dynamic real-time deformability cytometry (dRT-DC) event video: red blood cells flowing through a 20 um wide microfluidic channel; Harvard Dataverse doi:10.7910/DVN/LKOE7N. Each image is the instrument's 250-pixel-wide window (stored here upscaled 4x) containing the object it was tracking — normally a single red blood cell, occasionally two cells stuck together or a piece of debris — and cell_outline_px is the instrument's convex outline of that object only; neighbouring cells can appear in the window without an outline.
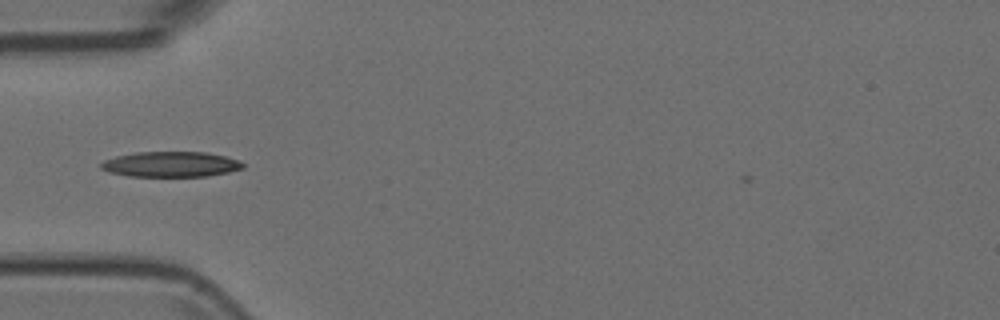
{"species": "Egyptian fruit bat (a non-hibernating species)", "species_latin": "Rousettus aegyptiacus", "temperature_condition": "room temperature", "stored_images_in_passage": 37, "camera_frame_rate_fps": 3000, "um_per_image_px": 0.085, "animal": {"sex": "female"}, "frame": {"image": 1, "passage_image": 1, "time_ms": 0.0, "image_size_px": [1000, 320], "cell_outline_px": [[244, 168], [228, 172], [208, 176], [128, 176], [108, 172], [100, 168], [100, 164], [104, 160], [116, 156], [136, 152], [208, 152], [240, 160], [244, 164]], "centroid_in_image_um": [14.52, 13.96], "position_along_channel_um": 70.5, "area_um2": 21.04}}
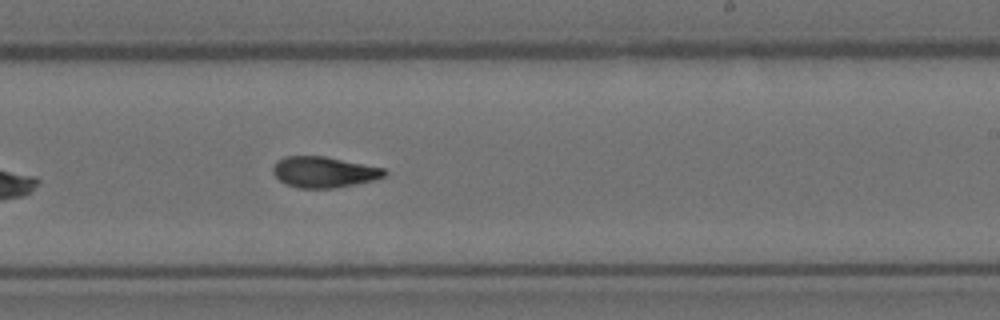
{"frame": {"image": 2, "passage_image": 16, "time_ms": 5.0, "image_size_px": [1000, 320], "cell_outline_px": [[388, 172], [384, 176], [376, 180], [336, 188], [300, 188], [288, 184], [280, 180], [272, 172], [272, 168], [276, 160], [284, 156], [324, 156], [384, 168]], "centroid_in_image_um": [27.54, 14.62], "position_along_channel_um": 261.5, "area_um2": 20.11}}
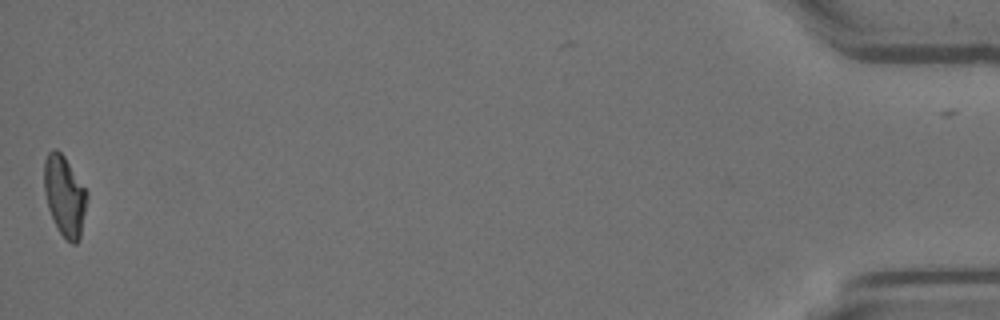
{"frame": {"image": 3, "passage_image": 37, "time_ms": 12.0, "image_size_px": [1000, 320], "cell_outline_px": [[88, 196], [80, 236], [76, 244], [72, 244], [60, 232], [48, 208], [44, 192], [44, 160], [48, 152], [52, 148], [56, 148], [64, 156], [88, 192]], "centroid_in_image_um": [5.48, 16.6], "position_along_channel_um": 429.7, "area_um2": 19.88}}